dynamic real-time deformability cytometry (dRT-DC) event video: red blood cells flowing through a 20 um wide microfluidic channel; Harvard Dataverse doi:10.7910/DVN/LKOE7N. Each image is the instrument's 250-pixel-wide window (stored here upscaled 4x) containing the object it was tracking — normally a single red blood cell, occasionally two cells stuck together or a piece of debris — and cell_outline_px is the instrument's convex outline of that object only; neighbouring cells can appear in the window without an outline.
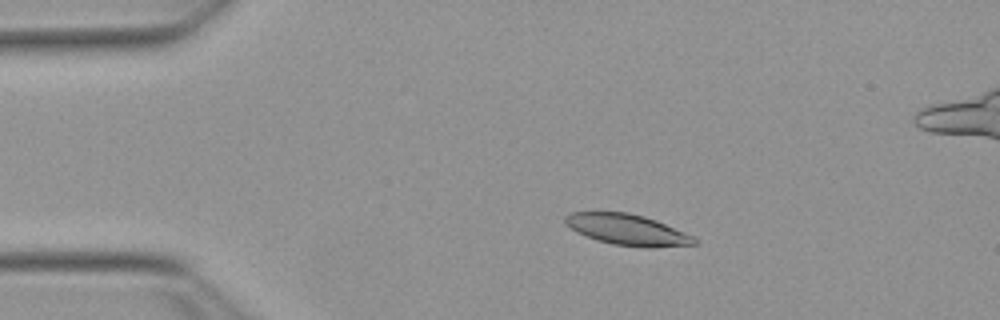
{"species": "Egyptian fruit bat (a non-hibernating species)", "species_latin": "Rousettus aegyptiacus", "temperature_condition": "warm", "stored_images_in_passage": 55, "camera_frame_rate_fps": 3000, "um_per_image_px": 0.085, "animal": {"sex": "female"}, "frame": {"image": 1, "passage_image": 11, "time_ms": 3.333, "image_size_px": [1000, 320], "cell_outline_px": [[700, 244], [652, 248], [640, 248], [612, 244], [596, 240], [576, 232], [564, 224], [564, 216], [572, 212], [628, 212], [644, 216], [656, 220], [684, 232], [692, 236]], "centroid_in_image_um": [53.31, 19.54], "position_along_channel_um": 31.7, "area_um2": 23.52}}
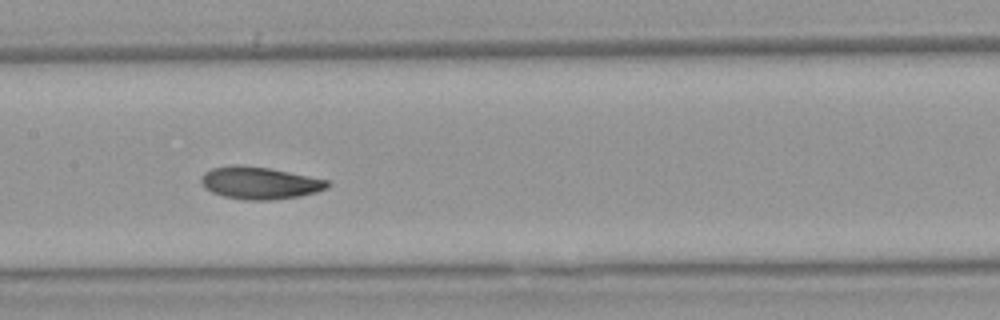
{"frame": {"image": 2, "passage_image": 27, "time_ms": 8.667, "image_size_px": [1000, 320], "cell_outline_px": [[332, 184], [328, 188], [316, 192], [300, 196], [272, 200], [244, 200], [224, 196], [212, 192], [204, 188], [200, 180], [200, 176], [204, 172], [212, 168], [232, 164], [236, 164], [268, 168], [328, 180]], "centroid_in_image_um": [22.05, 15.55], "position_along_channel_um": 185.3, "area_um2": 23.87}}
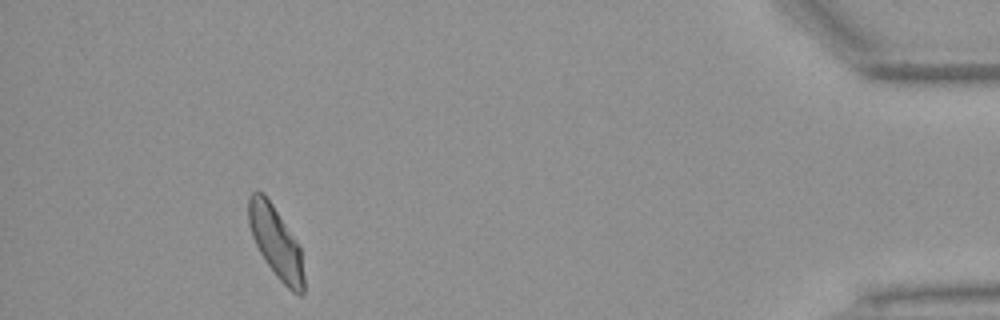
{"frame": {"image": 3, "passage_image": 50, "time_ms": 16.333, "image_size_px": [1000, 320], "cell_outline_px": [[304, 296], [296, 296], [276, 276], [264, 260], [252, 236], [248, 224], [248, 196], [252, 192], [264, 192], [300, 244], [304, 276]], "centroid_in_image_um": [23.47, 20.61], "position_along_channel_um": 411.7, "area_um2": 23.35}, "authors_computed_cell_mechanics": {"area_um2": 23.2356, "velocity_mm_per_s": 3.7841, "shape_relaxation_time_tau1_ms": 4.2357, "shape_relaxation_time_tau2_ms": 2.7398, "deformation_change_tau1": 0.1496, "deformation_change_tau2": 0.0772}}